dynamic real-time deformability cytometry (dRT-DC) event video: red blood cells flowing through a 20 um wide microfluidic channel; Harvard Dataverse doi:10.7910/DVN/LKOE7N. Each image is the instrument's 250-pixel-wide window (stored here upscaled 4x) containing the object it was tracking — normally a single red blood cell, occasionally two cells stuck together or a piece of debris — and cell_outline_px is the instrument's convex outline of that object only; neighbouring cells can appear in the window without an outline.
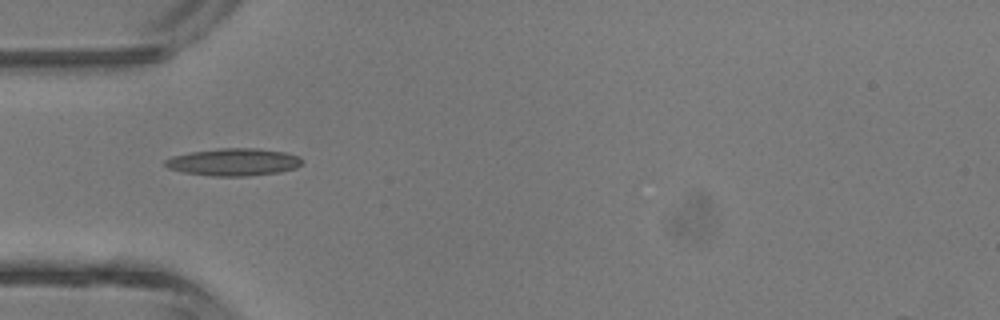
{"species": "common noctule bat (a hibernating species)", "species_latin": "Nyctalus noctula", "temperature_condition": "room temperature", "stored_images_in_passage": 5, "camera_frame_rate_fps": 3000, "um_per_image_px": 0.085, "animal": {"sex": "male", "body_mass_g": 13.3}, "frame": {"image": 1, "passage_image": 4, "time_ms": 3.333, "image_size_px": [1000, 320], "cell_outline_px": [[304, 164], [296, 168], [280, 172], [244, 176], [212, 176], [184, 172], [168, 168], [164, 164], [164, 160], [172, 156], [192, 152], [220, 148], [256, 148], [284, 152], [300, 156], [304, 160]], "centroid_in_image_um": [19.9, 13.77], "position_along_channel_um": 65.1, "area_um2": 21.91}}
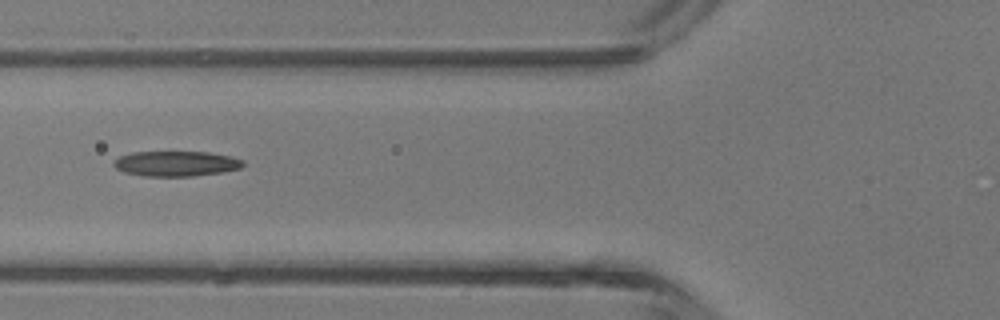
{"frame": {"image": 2, "passage_image": 5, "time_ms": 4.333, "image_size_px": [1000, 320], "cell_outline_px": [[244, 164], [240, 168], [224, 172], [192, 176], [144, 176], [124, 172], [116, 168], [112, 164], [112, 160], [120, 156], [132, 152], [208, 152], [232, 156], [244, 160]], "centroid_in_image_um": [14.97, 13.9], "position_along_channel_um": 110.8, "area_um2": 19.13}}